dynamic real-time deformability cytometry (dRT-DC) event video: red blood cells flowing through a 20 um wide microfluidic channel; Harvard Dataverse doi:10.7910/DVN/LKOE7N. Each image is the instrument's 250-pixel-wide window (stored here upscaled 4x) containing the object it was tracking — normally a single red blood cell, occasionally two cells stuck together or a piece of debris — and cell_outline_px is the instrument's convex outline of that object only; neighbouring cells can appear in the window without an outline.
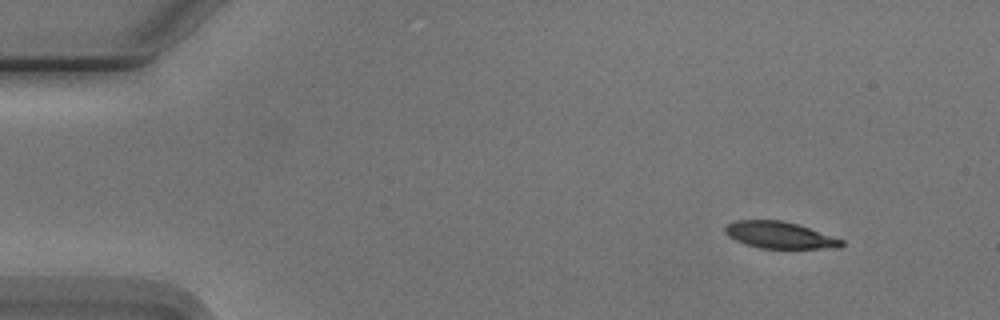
{"species": "Egyptian fruit bat (a non-hibernating species)", "species_latin": "Rousettus aegyptiacus", "temperature_condition": "cold", "stored_images_in_passage": 5, "segment_of_instrument_passage": [1, 2], "camera_frame_rate_fps": 3000, "um_per_image_px": 0.085, "animal": {"sex": "male"}, "frame": {"image": 1, "passage_image": 1, "time_ms": 0.0, "image_size_px": [1000, 320], "cell_outline_px": [[844, 244], [840, 248], [760, 248], [744, 244], [728, 236], [724, 232], [724, 224], [736, 220], [780, 220], [796, 224], [844, 240]], "centroid_in_image_um": [66.22, 19.98], "position_along_channel_um": 18.8, "area_um2": 18.09}}